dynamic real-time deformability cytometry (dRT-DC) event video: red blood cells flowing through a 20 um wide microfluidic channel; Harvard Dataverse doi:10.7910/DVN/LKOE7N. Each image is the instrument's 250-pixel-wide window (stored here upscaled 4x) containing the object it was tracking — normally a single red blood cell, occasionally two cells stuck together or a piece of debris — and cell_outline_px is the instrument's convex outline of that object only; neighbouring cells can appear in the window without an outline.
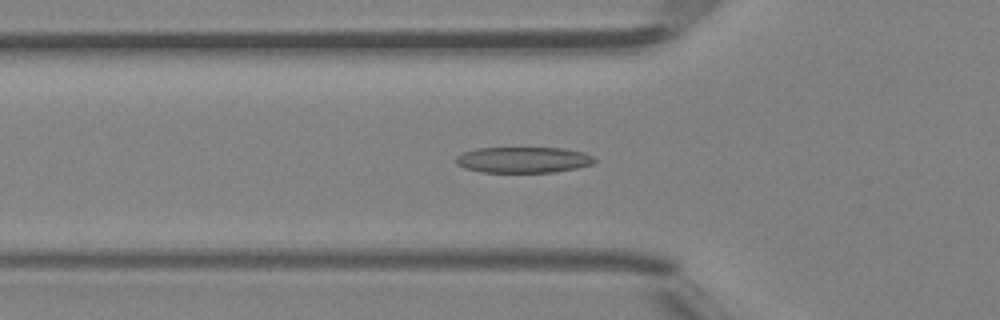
{"species": "Egyptian fruit bat (a non-hibernating species)", "species_latin": "Rousettus aegyptiacus", "temperature_condition": "room temperature", "stored_images_in_passage": 44, "camera_frame_rate_fps": 3000, "um_per_image_px": 0.085, "animal": {"sex": "female"}, "frame": {"image": 1, "passage_image": 15, "time_ms": 4.667, "image_size_px": [1000, 320], "cell_outline_px": [[596, 160], [592, 164], [576, 168], [552, 172], [480, 172], [464, 168], [456, 164], [456, 156], [464, 152], [476, 148], [564, 148], [584, 152], [592, 156]], "centroid_in_image_um": [44.46, 13.58], "position_along_channel_um": 81.3, "area_um2": 20.92}}
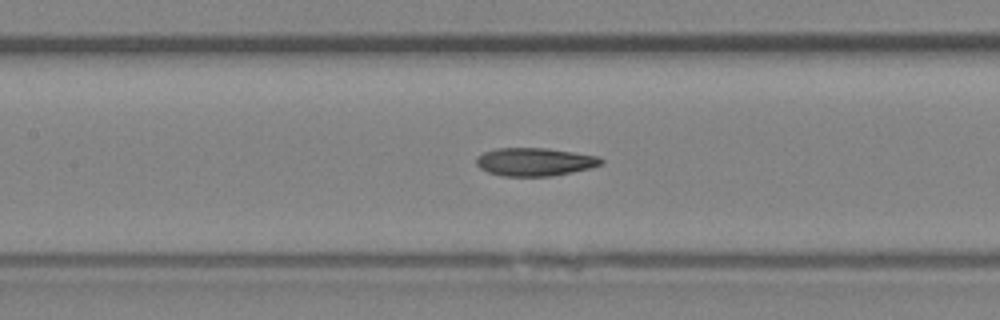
{"frame": {"image": 2, "passage_image": 20, "time_ms": 6.333, "image_size_px": [1000, 320], "cell_outline_px": [[604, 160], [600, 164], [588, 168], [572, 172], [548, 176], [504, 176], [488, 172], [480, 168], [476, 164], [476, 156], [484, 152], [496, 148], [548, 148], [600, 156]], "centroid_in_image_um": [45.43, 13.74], "position_along_channel_um": 162.0, "area_um2": 20.4}}
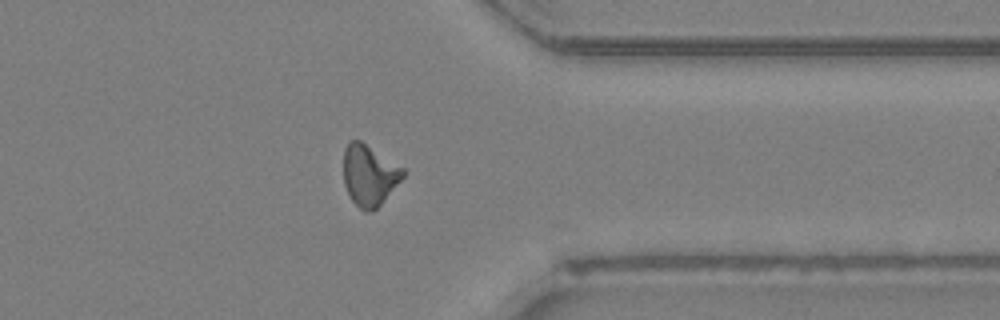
{"frame": {"image": 3, "passage_image": 34, "time_ms": 11.0, "image_size_px": [1000, 320], "cell_outline_px": [[404, 176], [380, 204], [372, 212], [364, 212], [352, 200], [344, 184], [344, 148], [348, 140], [360, 140], [404, 168]], "centroid_in_image_um": [31.37, 14.87], "position_along_channel_um": 380.0, "area_um2": 20.92}}